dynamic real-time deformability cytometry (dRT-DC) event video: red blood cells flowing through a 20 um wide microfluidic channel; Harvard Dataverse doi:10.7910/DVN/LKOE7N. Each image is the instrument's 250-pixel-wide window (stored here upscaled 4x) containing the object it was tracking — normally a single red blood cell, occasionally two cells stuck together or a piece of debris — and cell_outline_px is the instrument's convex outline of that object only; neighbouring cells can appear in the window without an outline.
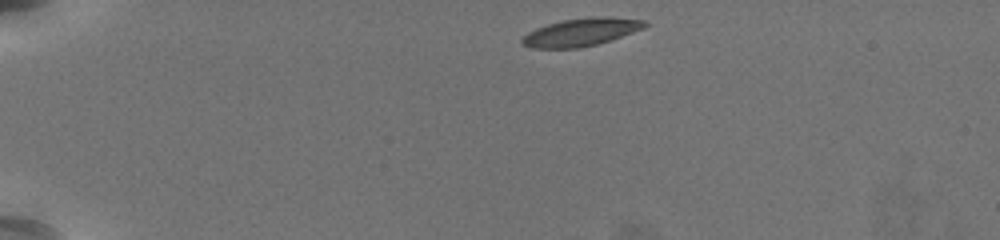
{"species": "common noctule bat (a hibernating species)", "species_latin": "Nyctalus noctula", "temperature_condition": "warm", "stored_images_in_passage": 42, "camera_frame_rate_fps": 3000, "um_per_image_px": 0.085, "animal": {"sex": "female", "body_mass_g": 19.5, "forearm_length_mm": 54.1}, "frame": {"image": 1, "passage_image": 1, "time_ms": 0.0, "image_size_px": [1000, 240], "cell_outline_px": [[648, 24], [644, 28], [596, 44], [576, 48], [532, 48], [520, 44], [520, 40], [528, 32], [536, 28], [560, 20], [596, 16], [612, 16], [644, 20]], "centroid_in_image_um": [49.36, 2.72], "position_along_channel_um": 35.6, "area_um2": 19.83}}
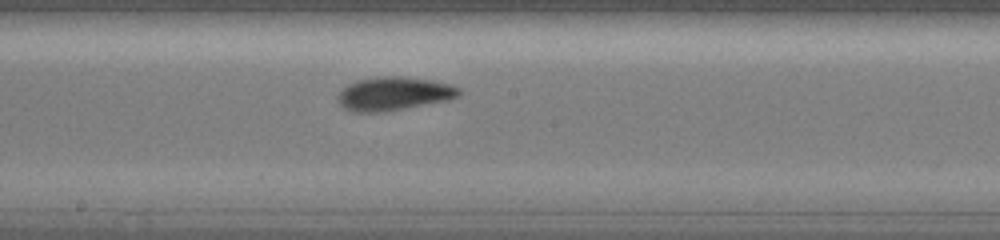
{"frame": {"image": 2, "passage_image": 22, "time_ms": 7.0, "image_size_px": [1000, 240], "cell_outline_px": [[460, 92], [456, 96], [448, 100], [384, 112], [352, 112], [344, 108], [340, 104], [340, 92], [348, 84], [356, 80], [376, 76], [400, 76], [432, 80], [448, 84], [460, 88]], "centroid_in_image_um": [33.46, 7.96], "position_along_channel_um": 214.7, "area_um2": 23.47}}
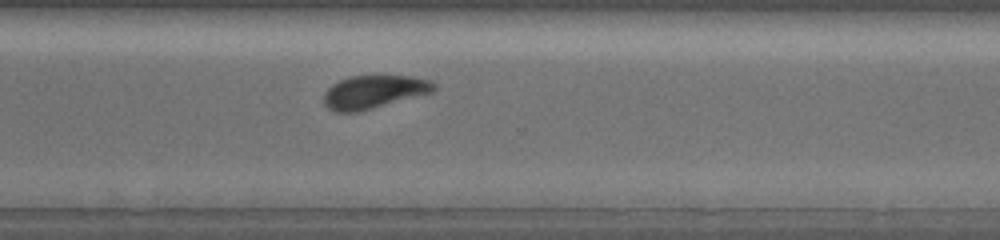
{"frame": {"image": 3, "passage_image": 32, "time_ms": 10.333, "image_size_px": [1000, 240], "cell_outline_px": [[436, 88], [432, 92], [372, 108], [356, 112], [336, 112], [328, 108], [324, 104], [324, 92], [332, 84], [348, 76], [412, 76], [428, 80], [436, 84]], "centroid_in_image_um": [31.75, 7.8], "position_along_channel_um": 338.9, "area_um2": 21.04}, "authors_computed_cell_mechanics": {"area_um2": 21.9929, "velocity_mm_per_s": 3.725, "shape_relaxation_time_tau1_ms": 2.2295, "shape_relaxation_time_tau2_ms": 1.1993, "deformation_change_tau1": 0.1454, "deformation_change_tau2": 0.067}}